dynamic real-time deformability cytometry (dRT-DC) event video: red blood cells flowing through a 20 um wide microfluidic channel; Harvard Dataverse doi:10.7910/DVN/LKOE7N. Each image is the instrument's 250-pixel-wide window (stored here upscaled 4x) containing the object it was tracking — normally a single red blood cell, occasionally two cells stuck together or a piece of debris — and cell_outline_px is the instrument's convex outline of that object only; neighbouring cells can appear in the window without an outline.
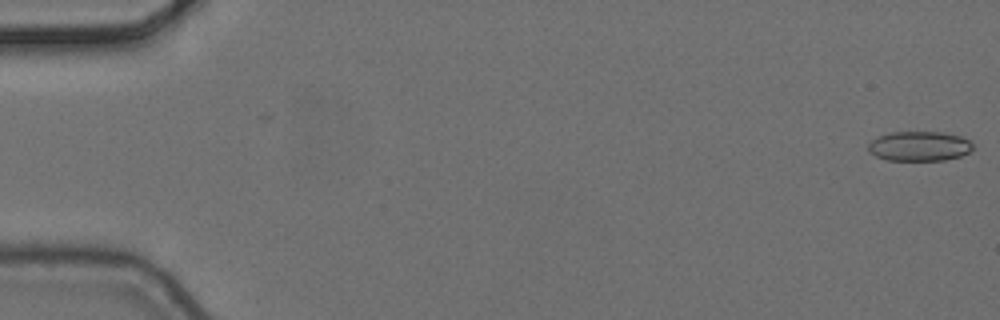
{"species": "common noctule bat (a hibernating species)", "species_latin": "Nyctalus noctula", "temperature_condition": "cold", "stored_images_in_passage": 2, "camera_frame_rate_fps": 3000, "um_per_image_px": 0.085, "animal": {"sex": "female", "body_mass_g": 24.6, "forearm_length_mm": 56.2}, "frame": {"image": 1, "passage_image": 2, "time_ms": 0.333, "image_size_px": [1000, 320], "cell_outline_px": [[972, 148], [968, 152], [960, 156], [944, 160], [888, 160], [876, 156], [868, 152], [868, 144], [876, 136], [892, 132], [944, 132], [960, 136], [972, 140]], "centroid_in_image_um": [78.13, 12.41], "position_along_channel_um": 6.9, "area_um2": 18.21}}